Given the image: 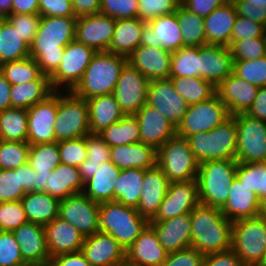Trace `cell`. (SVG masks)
<instances>
[{
  "instance_id": "cell-1",
  "label": "cell",
  "mask_w": 266,
  "mask_h": 266,
  "mask_svg": "<svg viewBox=\"0 0 266 266\" xmlns=\"http://www.w3.org/2000/svg\"><path fill=\"white\" fill-rule=\"evenodd\" d=\"M76 21V17L41 16L29 55L43 75L50 77L57 70L65 46L75 39Z\"/></svg>"
},
{
  "instance_id": "cell-2",
  "label": "cell",
  "mask_w": 266,
  "mask_h": 266,
  "mask_svg": "<svg viewBox=\"0 0 266 266\" xmlns=\"http://www.w3.org/2000/svg\"><path fill=\"white\" fill-rule=\"evenodd\" d=\"M191 247L204 255L232 247V222L219 208L199 204L190 213Z\"/></svg>"
},
{
  "instance_id": "cell-3",
  "label": "cell",
  "mask_w": 266,
  "mask_h": 266,
  "mask_svg": "<svg viewBox=\"0 0 266 266\" xmlns=\"http://www.w3.org/2000/svg\"><path fill=\"white\" fill-rule=\"evenodd\" d=\"M126 63L127 57L125 56L109 51L96 52L82 79L72 92L85 100L113 94L122 68Z\"/></svg>"
},
{
  "instance_id": "cell-4",
  "label": "cell",
  "mask_w": 266,
  "mask_h": 266,
  "mask_svg": "<svg viewBox=\"0 0 266 266\" xmlns=\"http://www.w3.org/2000/svg\"><path fill=\"white\" fill-rule=\"evenodd\" d=\"M149 224L134 207L117 201L100 203V232L111 235L126 251Z\"/></svg>"
},
{
  "instance_id": "cell-5",
  "label": "cell",
  "mask_w": 266,
  "mask_h": 266,
  "mask_svg": "<svg viewBox=\"0 0 266 266\" xmlns=\"http://www.w3.org/2000/svg\"><path fill=\"white\" fill-rule=\"evenodd\" d=\"M236 159L210 160L199 163L197 173L200 204L221 209L236 177Z\"/></svg>"
},
{
  "instance_id": "cell-6",
  "label": "cell",
  "mask_w": 266,
  "mask_h": 266,
  "mask_svg": "<svg viewBox=\"0 0 266 266\" xmlns=\"http://www.w3.org/2000/svg\"><path fill=\"white\" fill-rule=\"evenodd\" d=\"M199 163L210 160L235 159L237 125L234 116L208 132L193 134L187 138Z\"/></svg>"
},
{
  "instance_id": "cell-7",
  "label": "cell",
  "mask_w": 266,
  "mask_h": 266,
  "mask_svg": "<svg viewBox=\"0 0 266 266\" xmlns=\"http://www.w3.org/2000/svg\"><path fill=\"white\" fill-rule=\"evenodd\" d=\"M244 266L266 265V215L232 224V247Z\"/></svg>"
},
{
  "instance_id": "cell-8",
  "label": "cell",
  "mask_w": 266,
  "mask_h": 266,
  "mask_svg": "<svg viewBox=\"0 0 266 266\" xmlns=\"http://www.w3.org/2000/svg\"><path fill=\"white\" fill-rule=\"evenodd\" d=\"M55 141L73 140L91 134L87 101L72 91L58 92L54 126Z\"/></svg>"
},
{
  "instance_id": "cell-9",
  "label": "cell",
  "mask_w": 266,
  "mask_h": 266,
  "mask_svg": "<svg viewBox=\"0 0 266 266\" xmlns=\"http://www.w3.org/2000/svg\"><path fill=\"white\" fill-rule=\"evenodd\" d=\"M156 164L169 182L196 179L199 162L195 158L187 139L175 136L157 150Z\"/></svg>"
},
{
  "instance_id": "cell-10",
  "label": "cell",
  "mask_w": 266,
  "mask_h": 266,
  "mask_svg": "<svg viewBox=\"0 0 266 266\" xmlns=\"http://www.w3.org/2000/svg\"><path fill=\"white\" fill-rule=\"evenodd\" d=\"M96 51L74 39L65 46L57 70L49 77L53 91H72L82 79Z\"/></svg>"
},
{
  "instance_id": "cell-11",
  "label": "cell",
  "mask_w": 266,
  "mask_h": 266,
  "mask_svg": "<svg viewBox=\"0 0 266 266\" xmlns=\"http://www.w3.org/2000/svg\"><path fill=\"white\" fill-rule=\"evenodd\" d=\"M230 116L226 105L215 95L209 100L188 106L187 112L176 128V135L187 139L193 134L208 132Z\"/></svg>"
},
{
  "instance_id": "cell-12",
  "label": "cell",
  "mask_w": 266,
  "mask_h": 266,
  "mask_svg": "<svg viewBox=\"0 0 266 266\" xmlns=\"http://www.w3.org/2000/svg\"><path fill=\"white\" fill-rule=\"evenodd\" d=\"M234 117L237 125L236 161L266 162V122L246 114Z\"/></svg>"
},
{
  "instance_id": "cell-13",
  "label": "cell",
  "mask_w": 266,
  "mask_h": 266,
  "mask_svg": "<svg viewBox=\"0 0 266 266\" xmlns=\"http://www.w3.org/2000/svg\"><path fill=\"white\" fill-rule=\"evenodd\" d=\"M149 83L137 68L125 64L113 92L125 115H134L147 103Z\"/></svg>"
},
{
  "instance_id": "cell-14",
  "label": "cell",
  "mask_w": 266,
  "mask_h": 266,
  "mask_svg": "<svg viewBox=\"0 0 266 266\" xmlns=\"http://www.w3.org/2000/svg\"><path fill=\"white\" fill-rule=\"evenodd\" d=\"M99 206L83 193L66 197L59 202V217L75 227L84 238L100 231Z\"/></svg>"
},
{
  "instance_id": "cell-15",
  "label": "cell",
  "mask_w": 266,
  "mask_h": 266,
  "mask_svg": "<svg viewBox=\"0 0 266 266\" xmlns=\"http://www.w3.org/2000/svg\"><path fill=\"white\" fill-rule=\"evenodd\" d=\"M58 110V91H53L44 100L27 109L30 145L54 143V126Z\"/></svg>"
},
{
  "instance_id": "cell-16",
  "label": "cell",
  "mask_w": 266,
  "mask_h": 266,
  "mask_svg": "<svg viewBox=\"0 0 266 266\" xmlns=\"http://www.w3.org/2000/svg\"><path fill=\"white\" fill-rule=\"evenodd\" d=\"M200 204L196 179L170 182L158 212L149 221H165L191 213Z\"/></svg>"
},
{
  "instance_id": "cell-17",
  "label": "cell",
  "mask_w": 266,
  "mask_h": 266,
  "mask_svg": "<svg viewBox=\"0 0 266 266\" xmlns=\"http://www.w3.org/2000/svg\"><path fill=\"white\" fill-rule=\"evenodd\" d=\"M147 104L162 113L176 128L182 121L189 106L174 89L170 79L150 81Z\"/></svg>"
},
{
  "instance_id": "cell-18",
  "label": "cell",
  "mask_w": 266,
  "mask_h": 266,
  "mask_svg": "<svg viewBox=\"0 0 266 266\" xmlns=\"http://www.w3.org/2000/svg\"><path fill=\"white\" fill-rule=\"evenodd\" d=\"M115 24L116 19L101 13L77 17L75 39L96 52L108 51Z\"/></svg>"
},
{
  "instance_id": "cell-19",
  "label": "cell",
  "mask_w": 266,
  "mask_h": 266,
  "mask_svg": "<svg viewBox=\"0 0 266 266\" xmlns=\"http://www.w3.org/2000/svg\"><path fill=\"white\" fill-rule=\"evenodd\" d=\"M140 45L161 47L170 52L184 47L176 11L146 23L142 30Z\"/></svg>"
},
{
  "instance_id": "cell-20",
  "label": "cell",
  "mask_w": 266,
  "mask_h": 266,
  "mask_svg": "<svg viewBox=\"0 0 266 266\" xmlns=\"http://www.w3.org/2000/svg\"><path fill=\"white\" fill-rule=\"evenodd\" d=\"M258 89V86L231 73L216 86V95L226 105L229 114L234 116L247 113Z\"/></svg>"
},
{
  "instance_id": "cell-21",
  "label": "cell",
  "mask_w": 266,
  "mask_h": 266,
  "mask_svg": "<svg viewBox=\"0 0 266 266\" xmlns=\"http://www.w3.org/2000/svg\"><path fill=\"white\" fill-rule=\"evenodd\" d=\"M233 67L230 47L213 44L199 47V77L215 87L233 73Z\"/></svg>"
},
{
  "instance_id": "cell-22",
  "label": "cell",
  "mask_w": 266,
  "mask_h": 266,
  "mask_svg": "<svg viewBox=\"0 0 266 266\" xmlns=\"http://www.w3.org/2000/svg\"><path fill=\"white\" fill-rule=\"evenodd\" d=\"M140 128V142L158 150L176 136V127L154 107L147 103L134 114Z\"/></svg>"
},
{
  "instance_id": "cell-23",
  "label": "cell",
  "mask_w": 266,
  "mask_h": 266,
  "mask_svg": "<svg viewBox=\"0 0 266 266\" xmlns=\"http://www.w3.org/2000/svg\"><path fill=\"white\" fill-rule=\"evenodd\" d=\"M20 246L25 263L48 266L50 254L47 248L44 226L38 223L27 222L12 231Z\"/></svg>"
},
{
  "instance_id": "cell-24",
  "label": "cell",
  "mask_w": 266,
  "mask_h": 266,
  "mask_svg": "<svg viewBox=\"0 0 266 266\" xmlns=\"http://www.w3.org/2000/svg\"><path fill=\"white\" fill-rule=\"evenodd\" d=\"M171 57L172 52L161 47L140 45L127 57V62L152 81L169 79Z\"/></svg>"
},
{
  "instance_id": "cell-25",
  "label": "cell",
  "mask_w": 266,
  "mask_h": 266,
  "mask_svg": "<svg viewBox=\"0 0 266 266\" xmlns=\"http://www.w3.org/2000/svg\"><path fill=\"white\" fill-rule=\"evenodd\" d=\"M220 210L232 223L257 217L264 213L256 193L251 191L237 177L232 181L228 199Z\"/></svg>"
},
{
  "instance_id": "cell-26",
  "label": "cell",
  "mask_w": 266,
  "mask_h": 266,
  "mask_svg": "<svg viewBox=\"0 0 266 266\" xmlns=\"http://www.w3.org/2000/svg\"><path fill=\"white\" fill-rule=\"evenodd\" d=\"M81 252L91 266H114L125 261V250L109 234L97 232L84 239Z\"/></svg>"
},
{
  "instance_id": "cell-27",
  "label": "cell",
  "mask_w": 266,
  "mask_h": 266,
  "mask_svg": "<svg viewBox=\"0 0 266 266\" xmlns=\"http://www.w3.org/2000/svg\"><path fill=\"white\" fill-rule=\"evenodd\" d=\"M160 244L167 253L191 247L190 213L176 216L165 221H149Z\"/></svg>"
},
{
  "instance_id": "cell-28",
  "label": "cell",
  "mask_w": 266,
  "mask_h": 266,
  "mask_svg": "<svg viewBox=\"0 0 266 266\" xmlns=\"http://www.w3.org/2000/svg\"><path fill=\"white\" fill-rule=\"evenodd\" d=\"M170 182L167 176L156 164L144 172L139 205L136 210L140 215L151 220L158 212Z\"/></svg>"
},
{
  "instance_id": "cell-29",
  "label": "cell",
  "mask_w": 266,
  "mask_h": 266,
  "mask_svg": "<svg viewBox=\"0 0 266 266\" xmlns=\"http://www.w3.org/2000/svg\"><path fill=\"white\" fill-rule=\"evenodd\" d=\"M167 255L154 229L148 224L125 251V260L136 266H161Z\"/></svg>"
},
{
  "instance_id": "cell-30",
  "label": "cell",
  "mask_w": 266,
  "mask_h": 266,
  "mask_svg": "<svg viewBox=\"0 0 266 266\" xmlns=\"http://www.w3.org/2000/svg\"><path fill=\"white\" fill-rule=\"evenodd\" d=\"M50 258L66 253L81 251L83 235L59 216L44 225Z\"/></svg>"
},
{
  "instance_id": "cell-31",
  "label": "cell",
  "mask_w": 266,
  "mask_h": 266,
  "mask_svg": "<svg viewBox=\"0 0 266 266\" xmlns=\"http://www.w3.org/2000/svg\"><path fill=\"white\" fill-rule=\"evenodd\" d=\"M236 17L237 12L231 0L204 17L205 44L230 47Z\"/></svg>"
},
{
  "instance_id": "cell-32",
  "label": "cell",
  "mask_w": 266,
  "mask_h": 266,
  "mask_svg": "<svg viewBox=\"0 0 266 266\" xmlns=\"http://www.w3.org/2000/svg\"><path fill=\"white\" fill-rule=\"evenodd\" d=\"M110 154V161L120 170H146L156 165L157 150L142 142L113 146L110 148Z\"/></svg>"
},
{
  "instance_id": "cell-33",
  "label": "cell",
  "mask_w": 266,
  "mask_h": 266,
  "mask_svg": "<svg viewBox=\"0 0 266 266\" xmlns=\"http://www.w3.org/2000/svg\"><path fill=\"white\" fill-rule=\"evenodd\" d=\"M84 182L79 169L60 163L48 176L45 192L59 200L74 194L82 193Z\"/></svg>"
},
{
  "instance_id": "cell-34",
  "label": "cell",
  "mask_w": 266,
  "mask_h": 266,
  "mask_svg": "<svg viewBox=\"0 0 266 266\" xmlns=\"http://www.w3.org/2000/svg\"><path fill=\"white\" fill-rule=\"evenodd\" d=\"M121 170L111 161L103 162L84 183L83 194L97 203L114 201L115 182Z\"/></svg>"
},
{
  "instance_id": "cell-35",
  "label": "cell",
  "mask_w": 266,
  "mask_h": 266,
  "mask_svg": "<svg viewBox=\"0 0 266 266\" xmlns=\"http://www.w3.org/2000/svg\"><path fill=\"white\" fill-rule=\"evenodd\" d=\"M86 101L91 134H99L125 115L113 94L93 97Z\"/></svg>"
},
{
  "instance_id": "cell-36",
  "label": "cell",
  "mask_w": 266,
  "mask_h": 266,
  "mask_svg": "<svg viewBox=\"0 0 266 266\" xmlns=\"http://www.w3.org/2000/svg\"><path fill=\"white\" fill-rule=\"evenodd\" d=\"M146 22L139 18L116 20L109 52L128 57L140 46L142 30Z\"/></svg>"
},
{
  "instance_id": "cell-37",
  "label": "cell",
  "mask_w": 266,
  "mask_h": 266,
  "mask_svg": "<svg viewBox=\"0 0 266 266\" xmlns=\"http://www.w3.org/2000/svg\"><path fill=\"white\" fill-rule=\"evenodd\" d=\"M21 202L28 222L44 226L59 216L60 200L46 192H27Z\"/></svg>"
},
{
  "instance_id": "cell-38",
  "label": "cell",
  "mask_w": 266,
  "mask_h": 266,
  "mask_svg": "<svg viewBox=\"0 0 266 266\" xmlns=\"http://www.w3.org/2000/svg\"><path fill=\"white\" fill-rule=\"evenodd\" d=\"M11 107L28 109L53 92L49 77L41 75L25 84L11 85Z\"/></svg>"
},
{
  "instance_id": "cell-39",
  "label": "cell",
  "mask_w": 266,
  "mask_h": 266,
  "mask_svg": "<svg viewBox=\"0 0 266 266\" xmlns=\"http://www.w3.org/2000/svg\"><path fill=\"white\" fill-rule=\"evenodd\" d=\"M145 171L138 168L121 170L114 185V201L137 208Z\"/></svg>"
},
{
  "instance_id": "cell-40",
  "label": "cell",
  "mask_w": 266,
  "mask_h": 266,
  "mask_svg": "<svg viewBox=\"0 0 266 266\" xmlns=\"http://www.w3.org/2000/svg\"><path fill=\"white\" fill-rule=\"evenodd\" d=\"M28 57H30L29 45L23 41L7 18L0 19V65Z\"/></svg>"
},
{
  "instance_id": "cell-41",
  "label": "cell",
  "mask_w": 266,
  "mask_h": 266,
  "mask_svg": "<svg viewBox=\"0 0 266 266\" xmlns=\"http://www.w3.org/2000/svg\"><path fill=\"white\" fill-rule=\"evenodd\" d=\"M27 109L10 107L0 112V140L27 142Z\"/></svg>"
},
{
  "instance_id": "cell-42",
  "label": "cell",
  "mask_w": 266,
  "mask_h": 266,
  "mask_svg": "<svg viewBox=\"0 0 266 266\" xmlns=\"http://www.w3.org/2000/svg\"><path fill=\"white\" fill-rule=\"evenodd\" d=\"M110 147L140 142V128L135 115H124L98 134Z\"/></svg>"
},
{
  "instance_id": "cell-43",
  "label": "cell",
  "mask_w": 266,
  "mask_h": 266,
  "mask_svg": "<svg viewBox=\"0 0 266 266\" xmlns=\"http://www.w3.org/2000/svg\"><path fill=\"white\" fill-rule=\"evenodd\" d=\"M174 89L190 105L216 95V87L200 77H169Z\"/></svg>"
},
{
  "instance_id": "cell-44",
  "label": "cell",
  "mask_w": 266,
  "mask_h": 266,
  "mask_svg": "<svg viewBox=\"0 0 266 266\" xmlns=\"http://www.w3.org/2000/svg\"><path fill=\"white\" fill-rule=\"evenodd\" d=\"M181 28L183 46L200 47L205 45L204 17L189 12L182 5L176 11Z\"/></svg>"
},
{
  "instance_id": "cell-45",
  "label": "cell",
  "mask_w": 266,
  "mask_h": 266,
  "mask_svg": "<svg viewBox=\"0 0 266 266\" xmlns=\"http://www.w3.org/2000/svg\"><path fill=\"white\" fill-rule=\"evenodd\" d=\"M58 142L30 145L28 164L38 174H50L59 164Z\"/></svg>"
},
{
  "instance_id": "cell-46",
  "label": "cell",
  "mask_w": 266,
  "mask_h": 266,
  "mask_svg": "<svg viewBox=\"0 0 266 266\" xmlns=\"http://www.w3.org/2000/svg\"><path fill=\"white\" fill-rule=\"evenodd\" d=\"M0 72L11 84H22L37 80L42 72L36 60L28 57L20 61L5 62L0 65Z\"/></svg>"
},
{
  "instance_id": "cell-47",
  "label": "cell",
  "mask_w": 266,
  "mask_h": 266,
  "mask_svg": "<svg viewBox=\"0 0 266 266\" xmlns=\"http://www.w3.org/2000/svg\"><path fill=\"white\" fill-rule=\"evenodd\" d=\"M170 77H199V47L184 46L172 52Z\"/></svg>"
},
{
  "instance_id": "cell-48",
  "label": "cell",
  "mask_w": 266,
  "mask_h": 266,
  "mask_svg": "<svg viewBox=\"0 0 266 266\" xmlns=\"http://www.w3.org/2000/svg\"><path fill=\"white\" fill-rule=\"evenodd\" d=\"M30 144L0 140V169L14 170L28 163Z\"/></svg>"
},
{
  "instance_id": "cell-49",
  "label": "cell",
  "mask_w": 266,
  "mask_h": 266,
  "mask_svg": "<svg viewBox=\"0 0 266 266\" xmlns=\"http://www.w3.org/2000/svg\"><path fill=\"white\" fill-rule=\"evenodd\" d=\"M233 73L258 87L266 86V56L256 60H234Z\"/></svg>"
},
{
  "instance_id": "cell-50",
  "label": "cell",
  "mask_w": 266,
  "mask_h": 266,
  "mask_svg": "<svg viewBox=\"0 0 266 266\" xmlns=\"http://www.w3.org/2000/svg\"><path fill=\"white\" fill-rule=\"evenodd\" d=\"M265 162H238L236 177L251 191L256 193L261 204V190H263Z\"/></svg>"
},
{
  "instance_id": "cell-51",
  "label": "cell",
  "mask_w": 266,
  "mask_h": 266,
  "mask_svg": "<svg viewBox=\"0 0 266 266\" xmlns=\"http://www.w3.org/2000/svg\"><path fill=\"white\" fill-rule=\"evenodd\" d=\"M27 192L20 179V166L14 170L0 169V202L18 201Z\"/></svg>"
},
{
  "instance_id": "cell-52",
  "label": "cell",
  "mask_w": 266,
  "mask_h": 266,
  "mask_svg": "<svg viewBox=\"0 0 266 266\" xmlns=\"http://www.w3.org/2000/svg\"><path fill=\"white\" fill-rule=\"evenodd\" d=\"M234 60H256L266 56V38H246L230 46Z\"/></svg>"
},
{
  "instance_id": "cell-53",
  "label": "cell",
  "mask_w": 266,
  "mask_h": 266,
  "mask_svg": "<svg viewBox=\"0 0 266 266\" xmlns=\"http://www.w3.org/2000/svg\"><path fill=\"white\" fill-rule=\"evenodd\" d=\"M27 222L21 200L0 202V231L12 232Z\"/></svg>"
},
{
  "instance_id": "cell-54",
  "label": "cell",
  "mask_w": 266,
  "mask_h": 266,
  "mask_svg": "<svg viewBox=\"0 0 266 266\" xmlns=\"http://www.w3.org/2000/svg\"><path fill=\"white\" fill-rule=\"evenodd\" d=\"M138 18L146 23L177 11L181 0H138Z\"/></svg>"
},
{
  "instance_id": "cell-55",
  "label": "cell",
  "mask_w": 266,
  "mask_h": 266,
  "mask_svg": "<svg viewBox=\"0 0 266 266\" xmlns=\"http://www.w3.org/2000/svg\"><path fill=\"white\" fill-rule=\"evenodd\" d=\"M60 161L74 167H79L87 158L86 136L73 140L58 142Z\"/></svg>"
},
{
  "instance_id": "cell-56",
  "label": "cell",
  "mask_w": 266,
  "mask_h": 266,
  "mask_svg": "<svg viewBox=\"0 0 266 266\" xmlns=\"http://www.w3.org/2000/svg\"><path fill=\"white\" fill-rule=\"evenodd\" d=\"M138 0H102L99 13L116 20L138 18Z\"/></svg>"
},
{
  "instance_id": "cell-57",
  "label": "cell",
  "mask_w": 266,
  "mask_h": 266,
  "mask_svg": "<svg viewBox=\"0 0 266 266\" xmlns=\"http://www.w3.org/2000/svg\"><path fill=\"white\" fill-rule=\"evenodd\" d=\"M25 264L20 246L12 232L0 231V266H20Z\"/></svg>"
},
{
  "instance_id": "cell-58",
  "label": "cell",
  "mask_w": 266,
  "mask_h": 266,
  "mask_svg": "<svg viewBox=\"0 0 266 266\" xmlns=\"http://www.w3.org/2000/svg\"><path fill=\"white\" fill-rule=\"evenodd\" d=\"M41 16L38 14H11L7 17L13 27L21 35V38L29 46L38 31Z\"/></svg>"
},
{
  "instance_id": "cell-59",
  "label": "cell",
  "mask_w": 266,
  "mask_h": 266,
  "mask_svg": "<svg viewBox=\"0 0 266 266\" xmlns=\"http://www.w3.org/2000/svg\"><path fill=\"white\" fill-rule=\"evenodd\" d=\"M266 27L261 23L237 15L231 33V45L246 38L265 37Z\"/></svg>"
},
{
  "instance_id": "cell-60",
  "label": "cell",
  "mask_w": 266,
  "mask_h": 266,
  "mask_svg": "<svg viewBox=\"0 0 266 266\" xmlns=\"http://www.w3.org/2000/svg\"><path fill=\"white\" fill-rule=\"evenodd\" d=\"M237 15L261 23L266 27V0H231Z\"/></svg>"
},
{
  "instance_id": "cell-61",
  "label": "cell",
  "mask_w": 266,
  "mask_h": 266,
  "mask_svg": "<svg viewBox=\"0 0 266 266\" xmlns=\"http://www.w3.org/2000/svg\"><path fill=\"white\" fill-rule=\"evenodd\" d=\"M87 163L101 165L110 161V146L98 135L88 134L86 136Z\"/></svg>"
},
{
  "instance_id": "cell-62",
  "label": "cell",
  "mask_w": 266,
  "mask_h": 266,
  "mask_svg": "<svg viewBox=\"0 0 266 266\" xmlns=\"http://www.w3.org/2000/svg\"><path fill=\"white\" fill-rule=\"evenodd\" d=\"M204 256L196 248L189 247L168 253L166 260L161 266H202Z\"/></svg>"
},
{
  "instance_id": "cell-63",
  "label": "cell",
  "mask_w": 266,
  "mask_h": 266,
  "mask_svg": "<svg viewBox=\"0 0 266 266\" xmlns=\"http://www.w3.org/2000/svg\"><path fill=\"white\" fill-rule=\"evenodd\" d=\"M38 15L75 17L71 0H39Z\"/></svg>"
},
{
  "instance_id": "cell-64",
  "label": "cell",
  "mask_w": 266,
  "mask_h": 266,
  "mask_svg": "<svg viewBox=\"0 0 266 266\" xmlns=\"http://www.w3.org/2000/svg\"><path fill=\"white\" fill-rule=\"evenodd\" d=\"M202 266H244L238 255L231 249L206 254Z\"/></svg>"
},
{
  "instance_id": "cell-65",
  "label": "cell",
  "mask_w": 266,
  "mask_h": 266,
  "mask_svg": "<svg viewBox=\"0 0 266 266\" xmlns=\"http://www.w3.org/2000/svg\"><path fill=\"white\" fill-rule=\"evenodd\" d=\"M230 0H181V5L189 12L206 17L217 7Z\"/></svg>"
},
{
  "instance_id": "cell-66",
  "label": "cell",
  "mask_w": 266,
  "mask_h": 266,
  "mask_svg": "<svg viewBox=\"0 0 266 266\" xmlns=\"http://www.w3.org/2000/svg\"><path fill=\"white\" fill-rule=\"evenodd\" d=\"M48 266H91L81 251L60 254L50 258Z\"/></svg>"
},
{
  "instance_id": "cell-67",
  "label": "cell",
  "mask_w": 266,
  "mask_h": 266,
  "mask_svg": "<svg viewBox=\"0 0 266 266\" xmlns=\"http://www.w3.org/2000/svg\"><path fill=\"white\" fill-rule=\"evenodd\" d=\"M246 115L266 122V86L259 87L256 98Z\"/></svg>"
},
{
  "instance_id": "cell-68",
  "label": "cell",
  "mask_w": 266,
  "mask_h": 266,
  "mask_svg": "<svg viewBox=\"0 0 266 266\" xmlns=\"http://www.w3.org/2000/svg\"><path fill=\"white\" fill-rule=\"evenodd\" d=\"M102 0H71L75 17L97 14Z\"/></svg>"
},
{
  "instance_id": "cell-69",
  "label": "cell",
  "mask_w": 266,
  "mask_h": 266,
  "mask_svg": "<svg viewBox=\"0 0 266 266\" xmlns=\"http://www.w3.org/2000/svg\"><path fill=\"white\" fill-rule=\"evenodd\" d=\"M12 14H38L39 0H13Z\"/></svg>"
},
{
  "instance_id": "cell-70",
  "label": "cell",
  "mask_w": 266,
  "mask_h": 266,
  "mask_svg": "<svg viewBox=\"0 0 266 266\" xmlns=\"http://www.w3.org/2000/svg\"><path fill=\"white\" fill-rule=\"evenodd\" d=\"M20 179L26 192H35L36 173L28 163L20 166Z\"/></svg>"
},
{
  "instance_id": "cell-71",
  "label": "cell",
  "mask_w": 266,
  "mask_h": 266,
  "mask_svg": "<svg viewBox=\"0 0 266 266\" xmlns=\"http://www.w3.org/2000/svg\"><path fill=\"white\" fill-rule=\"evenodd\" d=\"M11 84L0 72V112L11 107Z\"/></svg>"
},
{
  "instance_id": "cell-72",
  "label": "cell",
  "mask_w": 266,
  "mask_h": 266,
  "mask_svg": "<svg viewBox=\"0 0 266 266\" xmlns=\"http://www.w3.org/2000/svg\"><path fill=\"white\" fill-rule=\"evenodd\" d=\"M100 165L94 164V163H87L86 160H84L81 165L78 167L81 178L83 182L85 183L88 179L94 176L96 169H98Z\"/></svg>"
},
{
  "instance_id": "cell-73",
  "label": "cell",
  "mask_w": 266,
  "mask_h": 266,
  "mask_svg": "<svg viewBox=\"0 0 266 266\" xmlns=\"http://www.w3.org/2000/svg\"><path fill=\"white\" fill-rule=\"evenodd\" d=\"M13 0H0V19H5L12 14Z\"/></svg>"
},
{
  "instance_id": "cell-74",
  "label": "cell",
  "mask_w": 266,
  "mask_h": 266,
  "mask_svg": "<svg viewBox=\"0 0 266 266\" xmlns=\"http://www.w3.org/2000/svg\"><path fill=\"white\" fill-rule=\"evenodd\" d=\"M48 176H50V174L36 173L35 192H45Z\"/></svg>"
},
{
  "instance_id": "cell-75",
  "label": "cell",
  "mask_w": 266,
  "mask_h": 266,
  "mask_svg": "<svg viewBox=\"0 0 266 266\" xmlns=\"http://www.w3.org/2000/svg\"><path fill=\"white\" fill-rule=\"evenodd\" d=\"M261 206L263 210L266 209V162H265V171H264L263 190H261Z\"/></svg>"
},
{
  "instance_id": "cell-76",
  "label": "cell",
  "mask_w": 266,
  "mask_h": 266,
  "mask_svg": "<svg viewBox=\"0 0 266 266\" xmlns=\"http://www.w3.org/2000/svg\"><path fill=\"white\" fill-rule=\"evenodd\" d=\"M114 266H136L135 264H132V263H129V262H127L126 260L125 261H123V262H121V263H118V264H116V265H114Z\"/></svg>"
},
{
  "instance_id": "cell-77",
  "label": "cell",
  "mask_w": 266,
  "mask_h": 266,
  "mask_svg": "<svg viewBox=\"0 0 266 266\" xmlns=\"http://www.w3.org/2000/svg\"><path fill=\"white\" fill-rule=\"evenodd\" d=\"M20 266H40V265H36V264H32V263H25L23 265Z\"/></svg>"
}]
</instances>
